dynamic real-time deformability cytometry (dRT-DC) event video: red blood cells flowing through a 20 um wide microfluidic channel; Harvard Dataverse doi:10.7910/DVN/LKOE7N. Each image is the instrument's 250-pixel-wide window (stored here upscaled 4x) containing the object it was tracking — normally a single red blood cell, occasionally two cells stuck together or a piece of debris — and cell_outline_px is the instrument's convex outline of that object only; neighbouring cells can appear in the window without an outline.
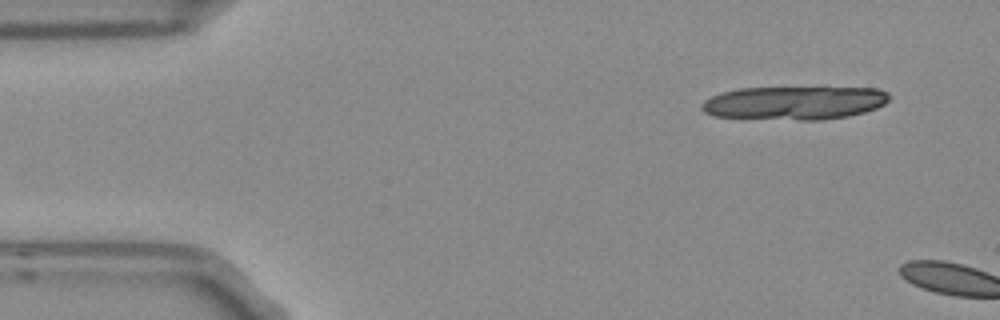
{"species": "Egyptian fruit bat (a non-hibernating species)", "species_latin": "Rousettus aegyptiacus", "temperature_condition": "room temperature", "stored_images_in_passage": 2, "camera_frame_rate_fps": 3000, "um_per_image_px": 0.085, "frame": {"image": 1, "passage_image": 1, "time_ms": 0.0, "image_size_px": [1000, 320], "cell_outline_px": [[888, 100], [884, 104], [876, 108], [864, 112], [848, 116], [824, 120], [800, 120], [712, 116], [704, 112], [700, 108], [700, 104], [704, 100], [720, 92], [740, 88], [876, 88], [888, 92]], "centroid_in_image_um": [67.49, 8.75], "position_along_channel_um": 17.5, "area_um2": 36.53}}